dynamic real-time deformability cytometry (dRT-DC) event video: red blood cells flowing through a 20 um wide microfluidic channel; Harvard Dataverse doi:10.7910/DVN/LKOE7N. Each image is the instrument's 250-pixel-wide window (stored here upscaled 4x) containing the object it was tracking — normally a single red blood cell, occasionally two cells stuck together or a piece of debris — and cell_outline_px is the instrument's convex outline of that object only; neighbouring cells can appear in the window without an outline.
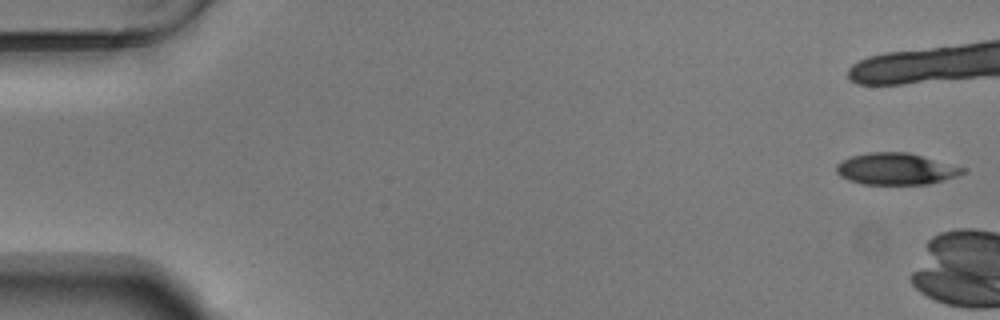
{"species": "Egyptian fruit bat (a non-hibernating species)", "species_latin": "Rousettus aegyptiacus", "temperature_condition": "warm", "stored_images_in_passage": 4, "camera_frame_rate_fps": 3000, "um_per_image_px": 0.085, "animal": {"sex": "male"}, "frame": {"image": 1, "passage_image": 1, "time_ms": 0.0, "image_size_px": [1000, 320], "cell_outline_px": [[964, 172], [956, 176], [944, 180], [928, 184], [864, 184], [848, 180], [840, 176], [836, 172], [836, 164], [852, 156], [868, 152], [908, 152], [964, 168]], "centroid_in_image_um": [76.11, 14.36], "position_along_channel_um": 8.9, "area_um2": 23.0}}